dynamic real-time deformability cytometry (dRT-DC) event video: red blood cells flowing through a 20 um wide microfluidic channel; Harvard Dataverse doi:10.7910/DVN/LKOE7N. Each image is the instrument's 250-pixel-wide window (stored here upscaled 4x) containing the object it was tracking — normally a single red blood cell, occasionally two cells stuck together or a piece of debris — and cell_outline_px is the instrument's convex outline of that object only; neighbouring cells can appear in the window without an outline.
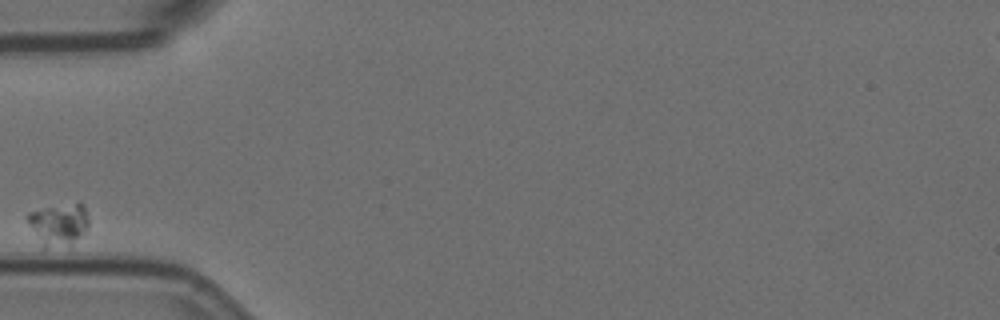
{"species": "Egyptian fruit bat (a non-hibernating species)", "species_latin": "Rousettus aegyptiacus", "temperature_condition": "room temperature", "stored_images_in_passage": 4, "camera_frame_rate_fps": 3000, "um_per_image_px": 0.085, "animal": {"sex": "female"}, "frame": {"image": 1, "passage_image": 1, "time_ms": 0.0, "image_size_px": [1000, 320], "cell_outline_px": [[88, 224], [84, 232], [72, 240], [44, 248], [28, 224], [24, 216], [28, 212], [80, 200], [84, 204], [88, 216]], "centroid_in_image_um": [4.97, 18.95], "position_along_channel_um": 80.0, "area_um2": 14.57}}
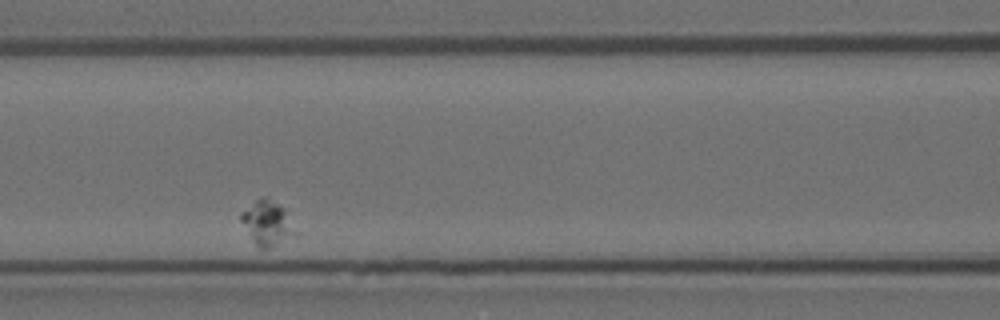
{"frame": {"image": 2, "passage_image": 3, "time_ms": 0.667, "image_size_px": [1000, 320], "cell_outline_px": [[296, 232], [268, 248], [260, 248], [256, 244], [240, 220], [240, 212], [256, 200], [264, 196], [268, 196], [284, 208]], "centroid_in_image_um": [22.67, 18.89], "position_along_channel_um": 143.9, "area_um2": 13.47}}